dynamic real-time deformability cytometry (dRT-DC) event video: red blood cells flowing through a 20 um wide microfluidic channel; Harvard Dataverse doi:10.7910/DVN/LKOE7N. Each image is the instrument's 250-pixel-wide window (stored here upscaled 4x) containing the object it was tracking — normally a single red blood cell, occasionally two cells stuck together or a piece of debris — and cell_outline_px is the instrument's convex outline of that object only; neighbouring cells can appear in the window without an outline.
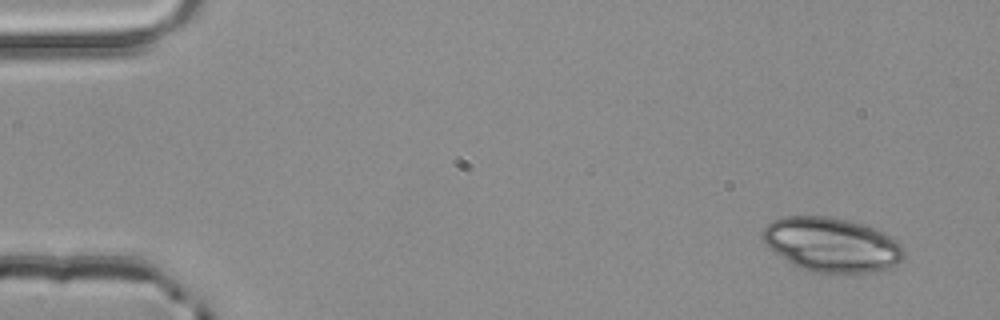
{"species": "common noctule bat (a hibernating species)", "species_latin": "Nyctalus noctula", "temperature_condition": "room temperature", "stored_images_in_passage": 4, "camera_frame_rate_fps": 3000, "um_per_image_px": 0.085, "animal": {"sex": "male", "body_mass_g": 20.4}, "frame": {"image": 1, "passage_image": 1, "time_ms": 0.0, "image_size_px": [1000, 320], "cell_outline_px": [[904, 260], [888, 268], [872, 272], [844, 276], [812, 272], [800, 268], [776, 252], [760, 236], [760, 232], [772, 220], [784, 216], [828, 216], [848, 220], [864, 224], [876, 228], [884, 232], [896, 240], [904, 248]], "centroid_in_image_um": [70.74, 20.82], "position_along_channel_um": 14.3, "area_um2": 45.43}}